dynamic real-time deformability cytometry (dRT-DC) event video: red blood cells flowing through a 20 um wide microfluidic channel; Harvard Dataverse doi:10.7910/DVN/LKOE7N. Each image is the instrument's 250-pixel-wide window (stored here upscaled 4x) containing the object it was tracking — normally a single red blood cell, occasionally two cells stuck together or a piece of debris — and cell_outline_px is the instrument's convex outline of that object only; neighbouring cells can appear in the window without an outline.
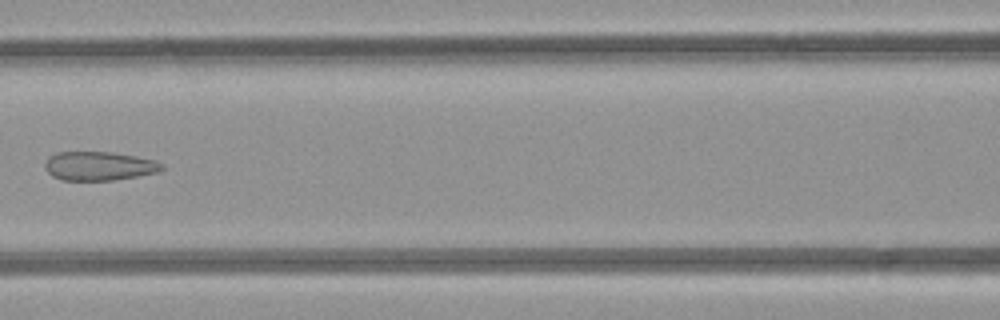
{"species": "common noctule bat (a hibernating species)", "species_latin": "Nyctalus noctula", "temperature_condition": "room temperature", "stored_images_in_passage": 7, "camera_frame_rate_fps": 3000, "um_per_image_px": 0.085, "animal": {"sex": "female", "body_mass_g": 21.9}, "frame": {"image": 1, "passage_image": 6, "time_ms": 5.667, "image_size_px": [1000, 320], "cell_outline_px": [[164, 168], [160, 172], [112, 180], [60, 180], [52, 176], [44, 168], [44, 160], [48, 156], [56, 152], [112, 152], [136, 156], [156, 160], [164, 164]], "centroid_in_image_um": [8.4, 14.1], "position_along_channel_um": 158.2, "area_um2": 19.94}}
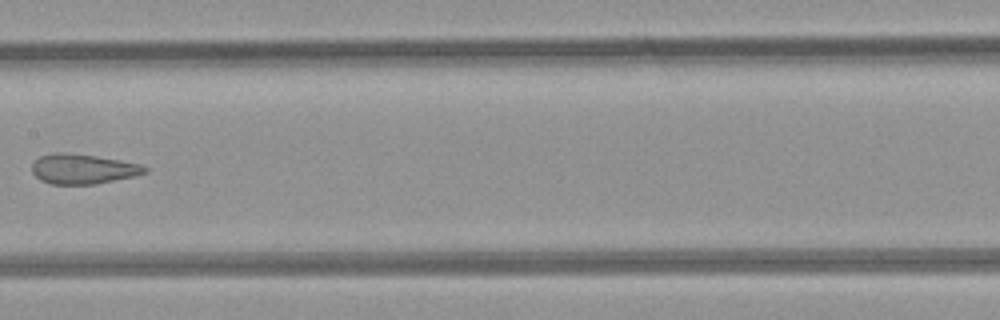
{"frame": {"image": 2, "passage_image": 7, "time_ms": 6.667, "image_size_px": [1000, 320], "cell_outline_px": [[148, 172], [132, 176], [96, 184], [48, 184], [40, 180], [32, 172], [32, 164], [40, 156], [56, 152], [60, 152], [96, 156], [120, 160], [140, 164], [148, 168]], "centroid_in_image_um": [7.03, 14.36], "position_along_channel_um": 200.4, "area_um2": 19.54}}